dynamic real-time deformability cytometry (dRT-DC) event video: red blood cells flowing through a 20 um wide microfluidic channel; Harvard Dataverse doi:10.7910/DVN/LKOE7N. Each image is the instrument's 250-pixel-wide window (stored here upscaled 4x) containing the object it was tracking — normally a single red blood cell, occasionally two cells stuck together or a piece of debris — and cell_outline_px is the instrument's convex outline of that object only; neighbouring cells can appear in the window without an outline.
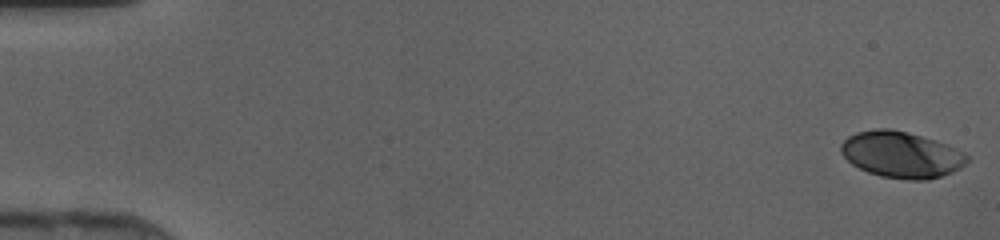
{"species": "human", "species_latin": "Homo sapiens", "temperature_condition": "cold", "stored_images_in_passage": 46, "camera_frame_rate_fps": 3000, "um_per_image_px": 0.085, "donor": {"sex": "female"}, "frame": {"image": 1, "passage_image": 1, "time_ms": 0.0, "image_size_px": [1000, 240], "cell_outline_px": [[972, 156], [960, 168], [952, 172], [928, 180], [908, 180], [880, 176], [868, 172], [852, 164], [840, 152], [840, 144], [848, 136], [856, 132], [876, 128], [888, 128], [908, 132], [944, 144], [964, 152]], "centroid_in_image_um": [76.6, 13.15], "position_along_channel_um": 8.4, "area_um2": 33.93}}
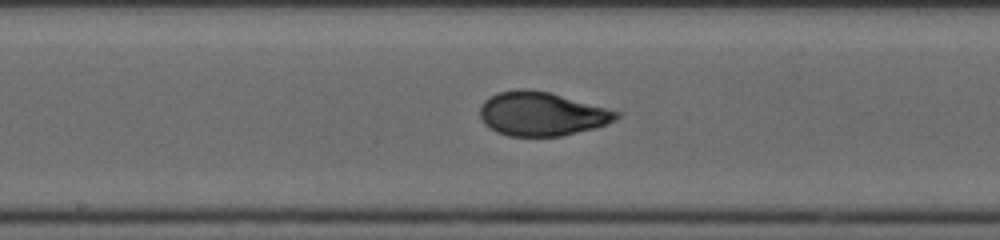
{"frame": {"image": 2, "passage_image": 25, "time_ms": 8.0, "image_size_px": [1000, 240], "cell_outline_px": [[620, 116], [616, 120], [592, 128], [560, 136], [508, 136], [496, 132], [488, 128], [484, 124], [480, 116], [480, 104], [488, 96], [496, 92], [520, 88], [548, 92], [620, 112]], "centroid_in_image_um": [45.96, 9.68], "position_along_channel_um": 202.2, "area_um2": 34.68}}
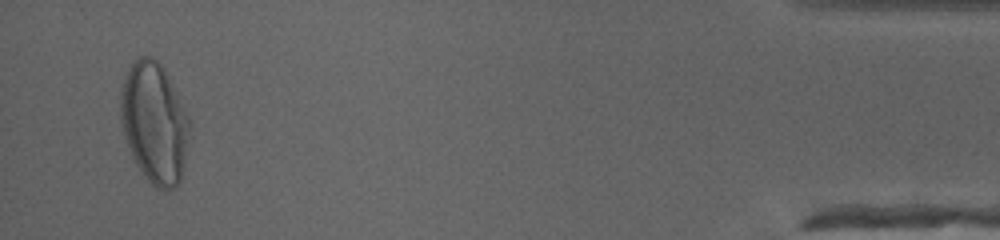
{"frame": {"image": 3, "passage_image": 45, "time_ms": 14.667, "image_size_px": [1000, 240], "cell_outline_px": [[192, 120], [184, 164], [180, 180], [172, 188], [156, 188], [144, 176], [136, 164], [132, 156], [124, 136], [120, 120], [120, 92], [124, 76], [132, 64], [140, 56], [148, 56], [156, 60], [164, 68]], "centroid_in_image_um": [13.13, 10.41], "position_along_channel_um": 422.1, "area_um2": 48.67}}